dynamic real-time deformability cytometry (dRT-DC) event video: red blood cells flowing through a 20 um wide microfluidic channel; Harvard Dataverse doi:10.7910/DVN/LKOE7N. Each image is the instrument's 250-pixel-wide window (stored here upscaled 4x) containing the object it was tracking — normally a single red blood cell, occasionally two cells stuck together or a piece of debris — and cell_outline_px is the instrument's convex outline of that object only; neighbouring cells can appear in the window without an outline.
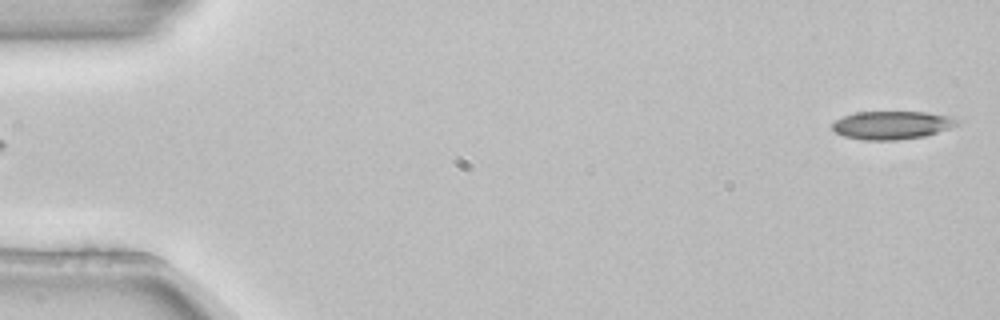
{"species": "common noctule bat (a hibernating species)", "species_latin": "Nyctalus noctula", "temperature_condition": "room temperature", "stored_images_in_passage": 4, "segment_of_instrument_passage": [2, 2], "camera_frame_rate_fps": 3000, "um_per_image_px": 0.085, "animal": {"sex": "female", "body_mass_g": 22.7, "forearm_length_mm": 54.2}, "frame": {"image": 1, "passage_image": 4, "time_ms": 1.0, "image_size_px": [1000, 320], "cell_outline_px": [[960, 120], [956, 124], [948, 128], [924, 136], [896, 140], [864, 140], [844, 136], [836, 132], [832, 128], [832, 124], [836, 120], [844, 116], [856, 112], [928, 112], [948, 116]], "centroid_in_image_um": [75.78, 10.63], "position_along_channel_um": 9.2, "area_um2": 20.23}}